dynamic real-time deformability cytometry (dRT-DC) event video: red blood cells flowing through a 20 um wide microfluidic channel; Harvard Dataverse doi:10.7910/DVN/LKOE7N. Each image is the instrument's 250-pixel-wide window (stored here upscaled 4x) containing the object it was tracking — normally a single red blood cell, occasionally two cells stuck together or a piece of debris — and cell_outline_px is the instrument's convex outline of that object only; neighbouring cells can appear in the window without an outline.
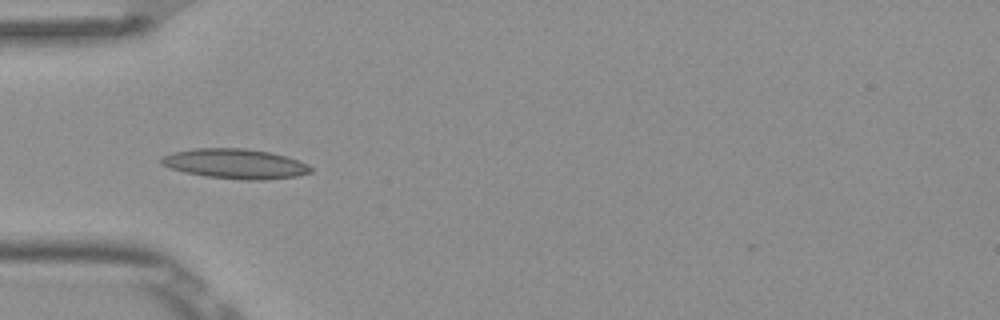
{"species": "Egyptian fruit bat (a non-hibernating species)", "species_latin": "Rousettus aegyptiacus", "temperature_condition": "room temperature", "stored_images_in_passage": 3, "camera_frame_rate_fps": 3000, "um_per_image_px": 0.085, "frame": {"image": 1, "passage_image": 3, "time_ms": 0.667, "image_size_px": [1000, 320], "cell_outline_px": [[312, 172], [296, 176], [264, 180], [248, 180], [208, 176], [184, 172], [160, 164], [160, 160], [164, 156], [172, 152], [196, 148], [244, 148], [268, 152], [284, 156], [308, 164], [312, 168]], "centroid_in_image_um": [19.99, 13.92], "position_along_channel_um": 65.0, "area_um2": 25.66}}